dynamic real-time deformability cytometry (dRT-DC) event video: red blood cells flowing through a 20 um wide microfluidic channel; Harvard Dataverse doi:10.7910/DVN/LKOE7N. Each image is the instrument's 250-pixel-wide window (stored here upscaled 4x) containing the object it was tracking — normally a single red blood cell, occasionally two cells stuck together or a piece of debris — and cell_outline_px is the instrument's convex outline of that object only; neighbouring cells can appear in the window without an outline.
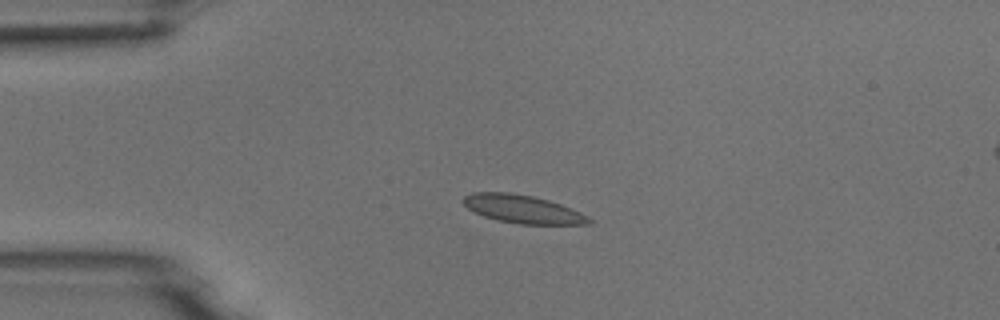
{"species": "common noctule bat (a hibernating species)", "species_latin": "Nyctalus noctula", "temperature_condition": "room temperature", "stored_images_in_passage": 6, "segment_of_instrument_passage": [1, 2], "camera_frame_rate_fps": 3000, "um_per_image_px": 0.085, "animal": {"sex": "male", "body_mass_g": 18.8}, "frame": {"image": 1, "passage_image": 4, "time_ms": 1.0, "image_size_px": [1000, 320], "cell_outline_px": [[592, 224], [520, 224], [496, 220], [484, 216], [468, 208], [460, 200], [464, 196], [472, 192], [512, 192], [532, 196], [548, 200], [560, 204], [580, 212], [588, 216], [592, 220]], "centroid_in_image_um": [44.41, 17.77], "position_along_channel_um": 40.6, "area_um2": 20.63}}